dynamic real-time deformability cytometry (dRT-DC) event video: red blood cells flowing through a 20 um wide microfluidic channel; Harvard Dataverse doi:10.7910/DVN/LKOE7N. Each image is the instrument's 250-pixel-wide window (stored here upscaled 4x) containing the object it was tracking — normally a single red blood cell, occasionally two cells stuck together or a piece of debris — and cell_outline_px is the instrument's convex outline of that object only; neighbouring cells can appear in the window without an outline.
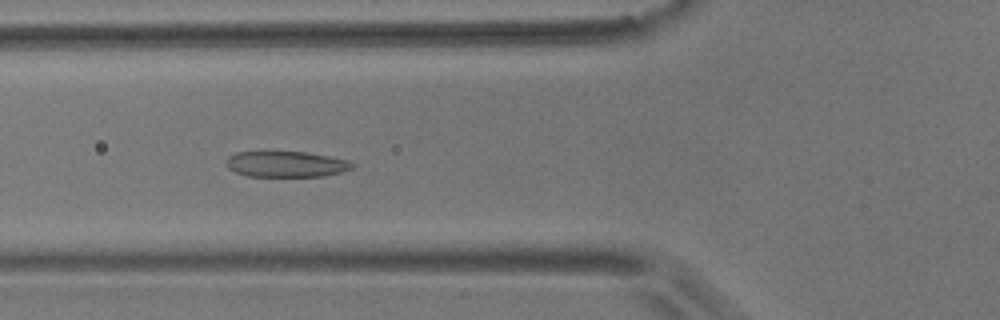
{"species": "common noctule bat (a hibernating species)", "species_latin": "Nyctalus noctula", "temperature_condition": "room temperature", "stored_images_in_passage": 38, "camera_frame_rate_fps": 3000, "um_per_image_px": 0.085, "animal": {"sex": "male", "body_mass_g": 17.9}, "frame": {"image": 1, "passage_image": 8, "time_ms": 2.333, "image_size_px": [1000, 320], "cell_outline_px": [[356, 164], [352, 168], [340, 172], [320, 176], [248, 176], [236, 172], [228, 168], [224, 164], [224, 160], [228, 156], [236, 152], [304, 152], [328, 156], [348, 160]], "centroid_in_image_um": [24.27, 13.95], "position_along_channel_um": 101.5, "area_um2": 18.9}}
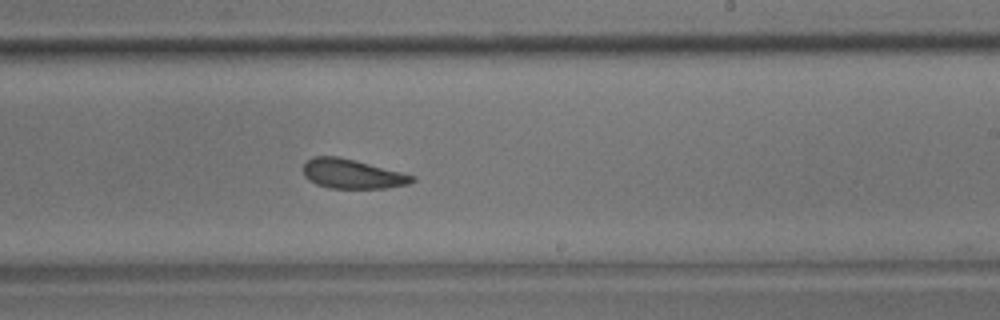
{"frame": {"image": 2, "passage_image": 21, "time_ms": 6.667, "image_size_px": [1000, 320], "cell_outline_px": [[416, 180], [408, 184], [384, 188], [328, 188], [316, 184], [308, 180], [304, 176], [304, 164], [312, 156], [340, 156], [416, 176]], "centroid_in_image_um": [29.92, 14.78], "position_along_channel_um": 259.1, "area_um2": 18.67}}
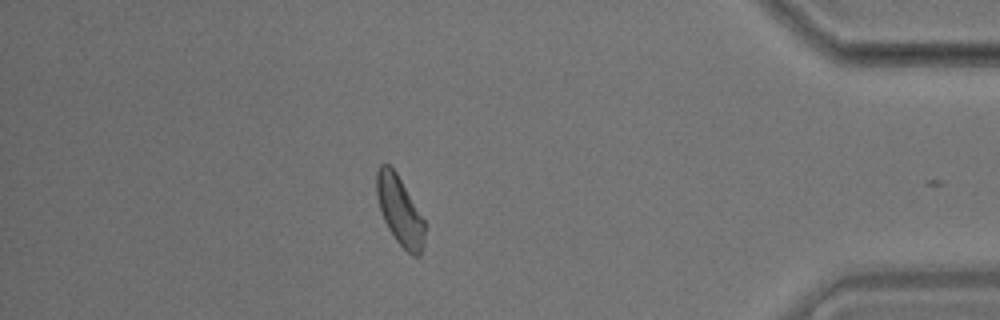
{"frame": {"image": 3, "passage_image": 36, "time_ms": 11.667, "image_size_px": [1000, 320], "cell_outline_px": [[424, 244], [420, 256], [412, 256], [396, 240], [388, 228], [384, 220], [376, 196], [376, 172], [380, 164], [388, 164], [396, 172], [424, 220]], "centroid_in_image_um": [33.96, 17.91], "position_along_channel_um": 401.2, "area_um2": 19.02}, "authors_computed_cell_mechanics": {"area_um2": 19.5075, "velocity_mm_per_s": 3.6274, "shape_relaxation_time_tau1_ms": null, "shape_relaxation_time_tau2_ms": 2.4147, "deformation_change_tau1": null, "deformation_change_tau2": 0.084}}